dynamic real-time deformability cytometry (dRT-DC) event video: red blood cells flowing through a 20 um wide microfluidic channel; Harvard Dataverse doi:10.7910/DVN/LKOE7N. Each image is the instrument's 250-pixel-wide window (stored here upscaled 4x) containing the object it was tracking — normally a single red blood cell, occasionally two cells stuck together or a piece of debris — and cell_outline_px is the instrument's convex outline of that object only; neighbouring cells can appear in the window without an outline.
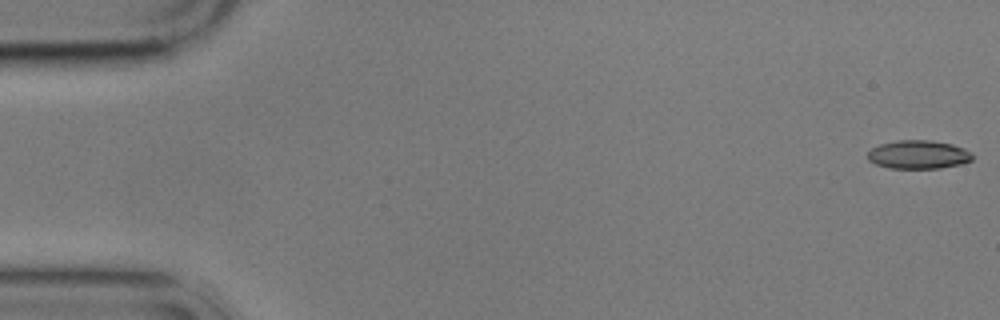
{"species": "common noctule bat (a hibernating species)", "species_latin": "Nyctalus noctula", "temperature_condition": "cold", "stored_images_in_passage": 4, "camera_frame_rate_fps": 3000, "um_per_image_px": 0.085, "animal": {"sex": "male", "body_mass_g": 17.9}, "frame": {"image": 1, "passage_image": 1, "time_ms": 0.0, "image_size_px": [1000, 320], "cell_outline_px": [[972, 160], [960, 164], [940, 168], [888, 168], [876, 164], [868, 160], [868, 152], [872, 148], [880, 144], [896, 140], [928, 140], [952, 144], [964, 148], [972, 152]], "centroid_in_image_um": [78.06, 13.13], "position_along_channel_um": 6.9, "area_um2": 17.4}}